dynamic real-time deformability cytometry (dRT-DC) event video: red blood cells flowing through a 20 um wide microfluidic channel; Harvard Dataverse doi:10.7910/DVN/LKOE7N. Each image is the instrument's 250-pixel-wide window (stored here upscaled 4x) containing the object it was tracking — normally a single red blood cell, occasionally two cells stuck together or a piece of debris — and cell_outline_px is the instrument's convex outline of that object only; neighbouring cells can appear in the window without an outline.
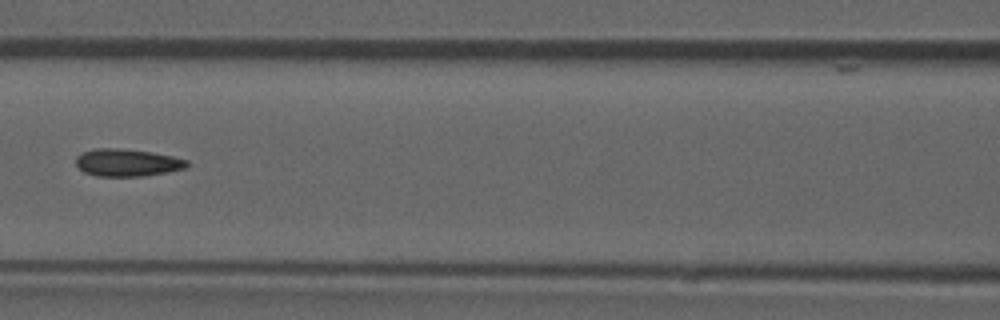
{"species": "common noctule bat (a hibernating species)", "species_latin": "Nyctalus noctula", "temperature_condition": "room temperature", "stored_images_in_passage": 13, "camera_frame_rate_fps": 3000, "um_per_image_px": 0.085, "animal": {"sex": "male", "forearm_length_mm": 52.5}, "frame": {"image": 1, "passage_image": 6, "time_ms": 1.667, "image_size_px": [1000, 320], "cell_outline_px": [[188, 164], [184, 168], [168, 172], [140, 176], [96, 176], [84, 172], [76, 164], [76, 156], [80, 152], [96, 148], [120, 148], [152, 152], [172, 156], [188, 160]], "centroid_in_image_um": [10.78, 13.81], "position_along_channel_um": 155.8, "area_um2": 17.74}}
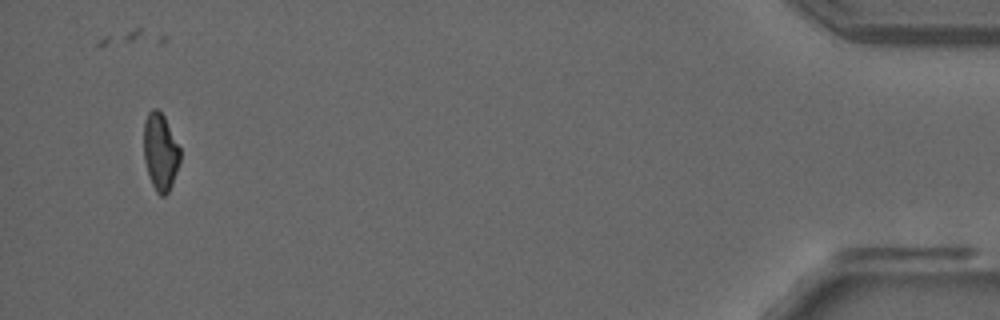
{"frame": {"image": 2, "passage_image": 13, "time_ms": 4.0, "image_size_px": [1000, 320], "cell_outline_px": [[180, 160], [172, 184], [168, 192], [164, 196], [160, 196], [156, 192], [152, 184], [144, 160], [144, 120], [148, 112], [152, 108], [156, 108], [164, 116], [180, 148]], "centroid_in_image_um": [13.62, 12.9], "position_along_channel_um": 421.6, "area_um2": 16.24}}